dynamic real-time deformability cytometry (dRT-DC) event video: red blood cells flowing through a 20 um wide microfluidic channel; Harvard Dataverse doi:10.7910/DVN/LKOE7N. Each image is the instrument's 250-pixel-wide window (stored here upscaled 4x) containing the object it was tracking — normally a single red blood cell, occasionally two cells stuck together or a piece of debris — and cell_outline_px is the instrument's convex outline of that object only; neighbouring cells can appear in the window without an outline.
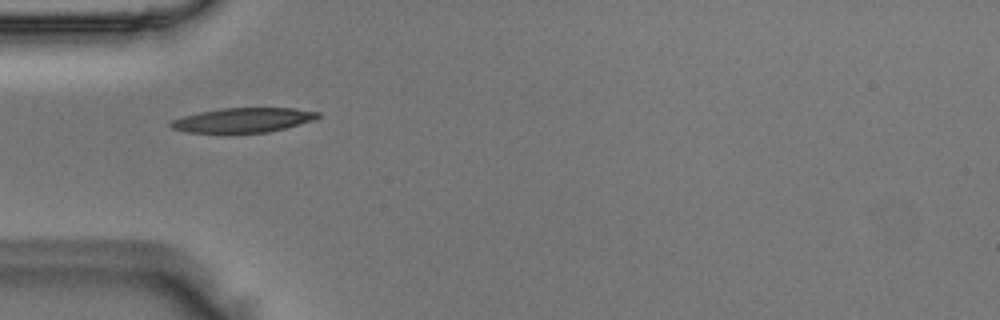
{"species": "Egyptian fruit bat (a non-hibernating species)", "species_latin": "Rousettus aegyptiacus", "temperature_condition": "room temperature", "stored_images_in_passage": 3, "camera_frame_rate_fps": 3000, "um_per_image_px": 0.085, "animal": {"sex": "male"}, "frame": {"image": 1, "passage_image": 3, "time_ms": 0.667, "image_size_px": [1000, 320], "cell_outline_px": [[320, 116], [316, 120], [268, 132], [188, 132], [172, 128], [168, 124], [172, 120], [184, 116], [200, 112], [220, 108], [292, 108], [320, 112]], "centroid_in_image_um": [20.7, 10.2], "position_along_channel_um": 64.3, "area_um2": 20.81}}